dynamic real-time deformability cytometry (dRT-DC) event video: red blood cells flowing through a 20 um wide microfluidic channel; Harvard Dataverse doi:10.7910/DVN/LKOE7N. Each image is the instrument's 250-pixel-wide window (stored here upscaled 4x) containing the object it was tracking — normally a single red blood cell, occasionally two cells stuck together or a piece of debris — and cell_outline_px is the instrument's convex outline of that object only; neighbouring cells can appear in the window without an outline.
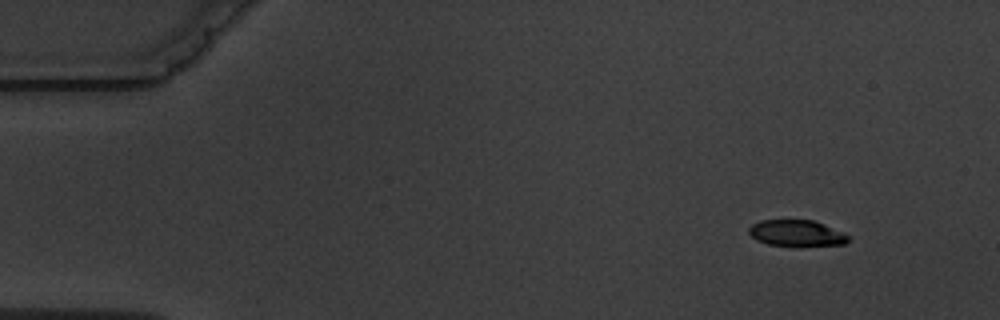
{"species": "common noctule bat (a hibernating species)", "species_latin": "Nyctalus noctula", "temperature_condition": "warm", "stored_images_in_passage": 2, "camera_frame_rate_fps": 3000, "um_per_image_px": 0.085, "animal": {"sex": "male", "body_mass_g": 19.5, "forearm_length_mm": 54.6}, "frame": {"image": 1, "passage_image": 1, "time_ms": 0.0, "image_size_px": [1000, 320], "cell_outline_px": [[852, 236], [844, 244], [796, 248], [768, 244], [756, 240], [748, 232], [748, 228], [752, 224], [760, 220], [812, 220], [824, 224], [844, 232]], "centroid_in_image_um": [67.74, 19.85], "position_along_channel_um": 17.3, "area_um2": 15.84}}